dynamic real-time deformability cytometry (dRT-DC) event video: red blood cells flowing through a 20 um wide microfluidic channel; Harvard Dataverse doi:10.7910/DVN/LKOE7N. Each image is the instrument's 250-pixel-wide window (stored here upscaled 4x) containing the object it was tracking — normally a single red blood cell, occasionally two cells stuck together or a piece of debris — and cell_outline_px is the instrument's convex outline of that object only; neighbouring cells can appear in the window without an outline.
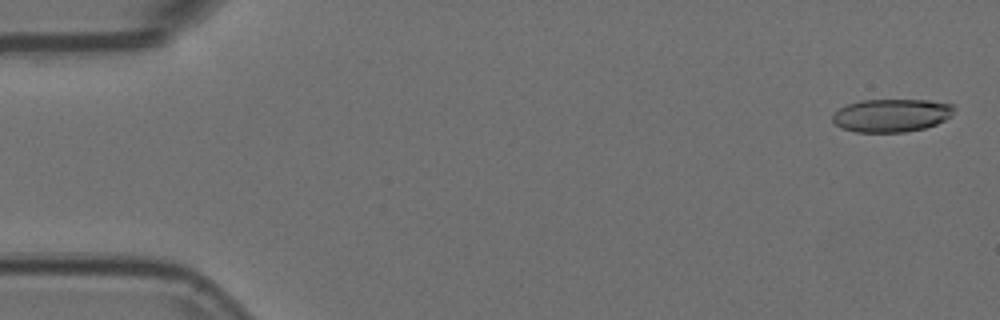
{"species": "Egyptian fruit bat (a non-hibernating species)", "species_latin": "Rousettus aegyptiacus", "temperature_condition": "room temperature", "stored_images_in_passage": 5, "camera_frame_rate_fps": 3000, "um_per_image_px": 0.085, "animal": {"sex": "female"}, "frame": {"image": 1, "passage_image": 1, "time_ms": 0.0, "image_size_px": [1000, 320], "cell_outline_px": [[956, 104], [952, 116], [936, 124], [924, 128], [904, 132], [856, 132], [840, 128], [832, 120], [832, 116], [840, 108], [848, 104], [860, 100], [928, 100]], "centroid_in_image_um": [75.8, 9.8], "position_along_channel_um": 9.2, "area_um2": 23.52}}